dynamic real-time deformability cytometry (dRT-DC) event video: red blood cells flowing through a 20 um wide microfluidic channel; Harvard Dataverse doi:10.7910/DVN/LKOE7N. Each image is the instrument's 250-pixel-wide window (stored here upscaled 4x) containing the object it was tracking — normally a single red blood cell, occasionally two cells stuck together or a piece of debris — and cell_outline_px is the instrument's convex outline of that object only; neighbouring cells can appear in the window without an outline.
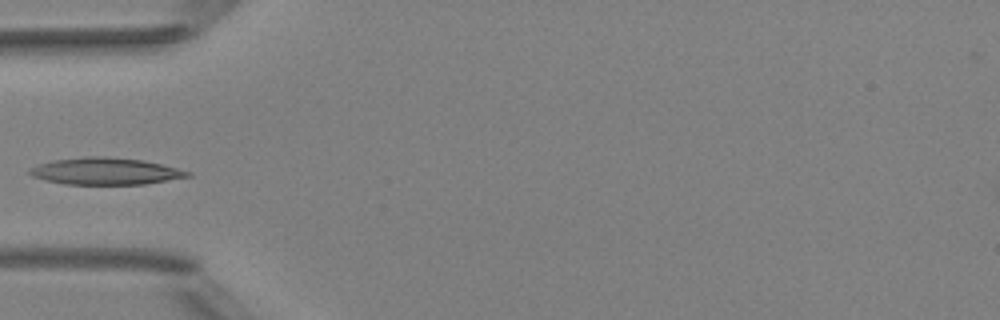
{"species": "Egyptian fruit bat (a non-hibernating species)", "species_latin": "Rousettus aegyptiacus", "temperature_condition": "room temperature", "stored_images_in_passage": 3, "camera_frame_rate_fps": 3000, "um_per_image_px": 0.085, "animal": {"sex": "female"}, "frame": {"image": 1, "passage_image": 3, "time_ms": 3.0, "image_size_px": [1000, 320], "cell_outline_px": [[192, 176], [144, 184], [64, 184], [44, 180], [32, 176], [28, 172], [28, 168], [52, 160], [84, 156], [104, 156], [144, 160], [192, 172]], "centroid_in_image_um": [8.93, 14.55], "position_along_channel_um": 76.1, "area_um2": 24.8}}